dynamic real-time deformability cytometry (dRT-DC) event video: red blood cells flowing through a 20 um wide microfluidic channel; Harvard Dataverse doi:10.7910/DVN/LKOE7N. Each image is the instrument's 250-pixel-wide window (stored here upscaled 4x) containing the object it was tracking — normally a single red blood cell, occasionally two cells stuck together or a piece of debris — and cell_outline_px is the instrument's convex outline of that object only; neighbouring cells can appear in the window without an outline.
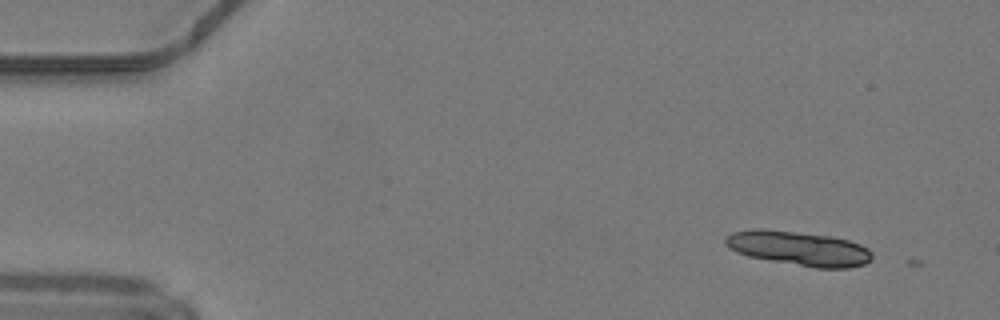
{"species": "common noctule bat (a hibernating species)", "species_latin": "Nyctalus noctula", "temperature_condition": "warm", "stored_images_in_passage": 4, "camera_frame_rate_fps": 3000, "um_per_image_px": 0.085, "animal": {"sex": "male", "body_mass_g": 19.2, "forearm_length_mm": 51.8}, "frame": {"image": 1, "passage_image": 2, "time_ms": 0.333, "image_size_px": [1000, 320], "cell_outline_px": [[872, 260], [864, 264], [848, 268], [816, 268], [748, 256], [736, 252], [728, 248], [724, 244], [724, 240], [732, 232], [752, 228], [760, 228], [832, 236], [848, 240], [860, 244], [868, 248], [872, 252]], "centroid_in_image_um": [67.89, 21.1], "position_along_channel_um": 17.1, "area_um2": 29.48}}